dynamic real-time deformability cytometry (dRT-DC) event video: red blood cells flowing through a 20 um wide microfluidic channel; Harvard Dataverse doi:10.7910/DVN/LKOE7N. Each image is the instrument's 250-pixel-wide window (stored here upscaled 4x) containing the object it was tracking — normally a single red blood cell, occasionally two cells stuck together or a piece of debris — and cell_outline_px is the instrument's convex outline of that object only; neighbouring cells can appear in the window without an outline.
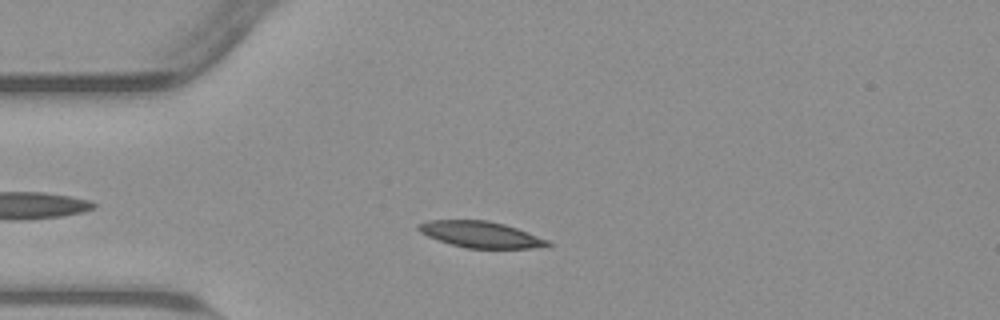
{"species": "common noctule bat (a hibernating species)", "species_latin": "Nyctalus noctula", "temperature_condition": "warm", "stored_images_in_passage": 47, "camera_frame_rate_fps": 3000, "um_per_image_px": 0.085, "animal": {"sex": "male", "body_mass_g": 23.1, "forearm_length_mm": 52.7}, "frame": {"image": 1, "passage_image": 6, "time_ms": 1.667, "image_size_px": [1000, 320], "cell_outline_px": [[552, 244], [548, 248], [468, 248], [452, 244], [428, 236], [420, 232], [416, 228], [416, 224], [428, 220], [488, 220], [504, 224], [528, 232], [548, 240]], "centroid_in_image_um": [40.89, 19.93], "position_along_channel_um": 44.1, "area_um2": 19.77}}
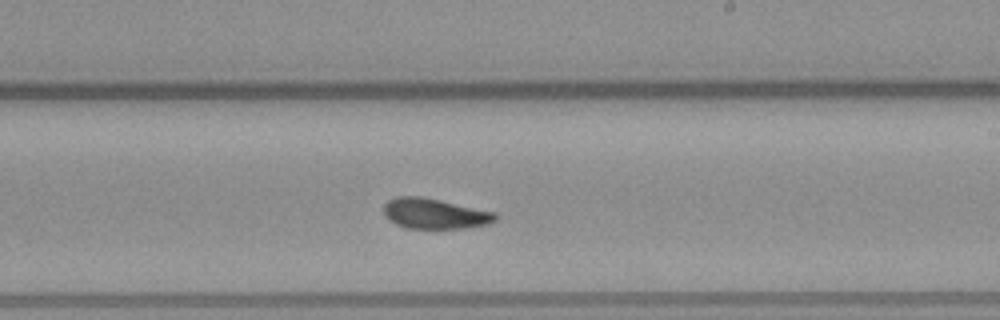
{"frame": {"image": 2, "passage_image": 24, "time_ms": 7.667, "image_size_px": [1000, 320], "cell_outline_px": [[496, 220], [488, 224], [464, 228], [408, 228], [396, 224], [388, 220], [384, 216], [384, 204], [388, 200], [396, 196], [424, 196], [496, 212]], "centroid_in_image_um": [36.93, 18.14], "position_along_channel_um": 252.1, "area_um2": 19.94}}
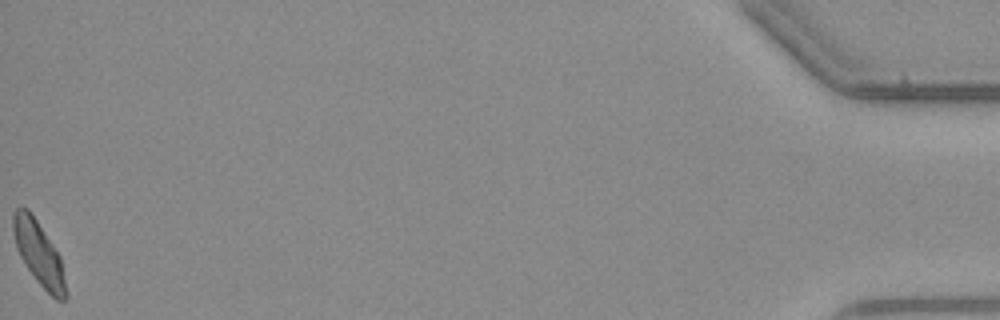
{"frame": {"image": 3, "passage_image": 47, "time_ms": 15.333, "image_size_px": [1000, 320], "cell_outline_px": [[68, 296], [64, 300], [56, 300], [36, 280], [24, 264], [16, 248], [12, 232], [12, 212], [16, 208], [28, 208], [60, 256]], "centroid_in_image_um": [3.27, 21.54], "position_along_channel_um": 431.9, "area_um2": 19.48}, "authors_computed_cell_mechanics": {"area_um2": 19.941, "velocity_mm_per_s": 3.7695, "shape_relaxation_time_tau1_ms": 7.4754, "shape_relaxation_time_tau2_ms": 2.6785, "deformation_change_tau1": 0.1997, "deformation_change_tau2": 0.0795}}